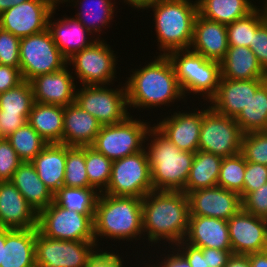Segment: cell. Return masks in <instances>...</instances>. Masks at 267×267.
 <instances>
[{"label":"cell","mask_w":267,"mask_h":267,"mask_svg":"<svg viewBox=\"0 0 267 267\" xmlns=\"http://www.w3.org/2000/svg\"><path fill=\"white\" fill-rule=\"evenodd\" d=\"M195 111L174 112L154 127L180 150L195 153L199 147L202 110Z\"/></svg>","instance_id":"d6986e66"},{"label":"cell","mask_w":267,"mask_h":267,"mask_svg":"<svg viewBox=\"0 0 267 267\" xmlns=\"http://www.w3.org/2000/svg\"><path fill=\"white\" fill-rule=\"evenodd\" d=\"M100 193L93 187L78 188L62 186L54 194V202L67 210L83 215H95Z\"/></svg>","instance_id":"d590c367"},{"label":"cell","mask_w":267,"mask_h":267,"mask_svg":"<svg viewBox=\"0 0 267 267\" xmlns=\"http://www.w3.org/2000/svg\"><path fill=\"white\" fill-rule=\"evenodd\" d=\"M167 56L185 97L193 92L206 97L208 102L215 95L221 77L220 62L208 60L190 49L173 50Z\"/></svg>","instance_id":"8992f818"},{"label":"cell","mask_w":267,"mask_h":267,"mask_svg":"<svg viewBox=\"0 0 267 267\" xmlns=\"http://www.w3.org/2000/svg\"><path fill=\"white\" fill-rule=\"evenodd\" d=\"M241 154L246 162L267 166V131L245 133L242 138Z\"/></svg>","instance_id":"b9f144b4"},{"label":"cell","mask_w":267,"mask_h":267,"mask_svg":"<svg viewBox=\"0 0 267 267\" xmlns=\"http://www.w3.org/2000/svg\"><path fill=\"white\" fill-rule=\"evenodd\" d=\"M267 183V166L254 162H246L243 198L250 192Z\"/></svg>","instance_id":"bcb514c9"},{"label":"cell","mask_w":267,"mask_h":267,"mask_svg":"<svg viewBox=\"0 0 267 267\" xmlns=\"http://www.w3.org/2000/svg\"><path fill=\"white\" fill-rule=\"evenodd\" d=\"M245 168L246 161L241 153L223 157L217 186L238 193L242 200Z\"/></svg>","instance_id":"60d3db41"},{"label":"cell","mask_w":267,"mask_h":267,"mask_svg":"<svg viewBox=\"0 0 267 267\" xmlns=\"http://www.w3.org/2000/svg\"><path fill=\"white\" fill-rule=\"evenodd\" d=\"M22 161L12 148L10 141L4 138L0 141V181H11L14 172Z\"/></svg>","instance_id":"ee69618b"},{"label":"cell","mask_w":267,"mask_h":267,"mask_svg":"<svg viewBox=\"0 0 267 267\" xmlns=\"http://www.w3.org/2000/svg\"><path fill=\"white\" fill-rule=\"evenodd\" d=\"M150 128L149 123L128 116L114 125L101 126L91 146L113 162L142 151Z\"/></svg>","instance_id":"52a82bcc"},{"label":"cell","mask_w":267,"mask_h":267,"mask_svg":"<svg viewBox=\"0 0 267 267\" xmlns=\"http://www.w3.org/2000/svg\"><path fill=\"white\" fill-rule=\"evenodd\" d=\"M94 238L139 240L142 228V198L100 193L94 215ZM139 235V236H138ZM137 236L139 238H137ZM113 238V239H112Z\"/></svg>","instance_id":"3957f363"},{"label":"cell","mask_w":267,"mask_h":267,"mask_svg":"<svg viewBox=\"0 0 267 267\" xmlns=\"http://www.w3.org/2000/svg\"><path fill=\"white\" fill-rule=\"evenodd\" d=\"M222 159L223 157L213 153L196 151L183 192L188 194L191 191L216 187Z\"/></svg>","instance_id":"1f68e13d"},{"label":"cell","mask_w":267,"mask_h":267,"mask_svg":"<svg viewBox=\"0 0 267 267\" xmlns=\"http://www.w3.org/2000/svg\"><path fill=\"white\" fill-rule=\"evenodd\" d=\"M147 136L153 137L147 144L153 190L183 191L189 177L195 153L182 151L172 144L153 125ZM150 145V146H148Z\"/></svg>","instance_id":"277c9868"},{"label":"cell","mask_w":267,"mask_h":267,"mask_svg":"<svg viewBox=\"0 0 267 267\" xmlns=\"http://www.w3.org/2000/svg\"><path fill=\"white\" fill-rule=\"evenodd\" d=\"M126 1V4L139 9L140 8V0H124V3Z\"/></svg>","instance_id":"91938a15"},{"label":"cell","mask_w":267,"mask_h":267,"mask_svg":"<svg viewBox=\"0 0 267 267\" xmlns=\"http://www.w3.org/2000/svg\"><path fill=\"white\" fill-rule=\"evenodd\" d=\"M31 163L39 178L53 194L63 186L66 163L65 144H47Z\"/></svg>","instance_id":"f1b7e54d"},{"label":"cell","mask_w":267,"mask_h":267,"mask_svg":"<svg viewBox=\"0 0 267 267\" xmlns=\"http://www.w3.org/2000/svg\"><path fill=\"white\" fill-rule=\"evenodd\" d=\"M57 6L58 5L53 8L49 15L47 28L52 35L54 43L63 56L68 60L77 52L91 46L98 38L91 41L87 39L88 37L85 36L90 34L93 35V33L87 30L76 18L64 17L57 22L56 20L51 22V18Z\"/></svg>","instance_id":"484cf974"},{"label":"cell","mask_w":267,"mask_h":267,"mask_svg":"<svg viewBox=\"0 0 267 267\" xmlns=\"http://www.w3.org/2000/svg\"><path fill=\"white\" fill-rule=\"evenodd\" d=\"M130 75L126 86L128 107L154 108L184 98L175 70L167 55H158L153 62Z\"/></svg>","instance_id":"7a4b0ae2"},{"label":"cell","mask_w":267,"mask_h":267,"mask_svg":"<svg viewBox=\"0 0 267 267\" xmlns=\"http://www.w3.org/2000/svg\"><path fill=\"white\" fill-rule=\"evenodd\" d=\"M94 215H83L58 206L54 201L38 213L37 229L57 240L95 241Z\"/></svg>","instance_id":"30bf717a"},{"label":"cell","mask_w":267,"mask_h":267,"mask_svg":"<svg viewBox=\"0 0 267 267\" xmlns=\"http://www.w3.org/2000/svg\"><path fill=\"white\" fill-rule=\"evenodd\" d=\"M163 0H140V9H145L150 4L161 2Z\"/></svg>","instance_id":"680465c9"},{"label":"cell","mask_w":267,"mask_h":267,"mask_svg":"<svg viewBox=\"0 0 267 267\" xmlns=\"http://www.w3.org/2000/svg\"><path fill=\"white\" fill-rule=\"evenodd\" d=\"M100 251L101 249L89 261L87 267H123L124 260L120 258L119 253L116 255L113 252Z\"/></svg>","instance_id":"816d5d0a"},{"label":"cell","mask_w":267,"mask_h":267,"mask_svg":"<svg viewBox=\"0 0 267 267\" xmlns=\"http://www.w3.org/2000/svg\"><path fill=\"white\" fill-rule=\"evenodd\" d=\"M37 217L36 211L11 181H0V227L36 228Z\"/></svg>","instance_id":"7402d4cb"},{"label":"cell","mask_w":267,"mask_h":267,"mask_svg":"<svg viewBox=\"0 0 267 267\" xmlns=\"http://www.w3.org/2000/svg\"><path fill=\"white\" fill-rule=\"evenodd\" d=\"M225 267H251L248 255L232 254Z\"/></svg>","instance_id":"db71d44e"},{"label":"cell","mask_w":267,"mask_h":267,"mask_svg":"<svg viewBox=\"0 0 267 267\" xmlns=\"http://www.w3.org/2000/svg\"><path fill=\"white\" fill-rule=\"evenodd\" d=\"M241 201L244 211L267 219V183L248 193Z\"/></svg>","instance_id":"f6af8a7d"},{"label":"cell","mask_w":267,"mask_h":267,"mask_svg":"<svg viewBox=\"0 0 267 267\" xmlns=\"http://www.w3.org/2000/svg\"><path fill=\"white\" fill-rule=\"evenodd\" d=\"M11 182L37 214L54 200V194L39 178L31 162H22L14 172Z\"/></svg>","instance_id":"83f0119b"},{"label":"cell","mask_w":267,"mask_h":267,"mask_svg":"<svg viewBox=\"0 0 267 267\" xmlns=\"http://www.w3.org/2000/svg\"><path fill=\"white\" fill-rule=\"evenodd\" d=\"M177 253H176V252ZM173 254H168L164 257V261L158 262L157 265H151L152 267H191L187 259L178 251H171Z\"/></svg>","instance_id":"f5cc1de1"},{"label":"cell","mask_w":267,"mask_h":267,"mask_svg":"<svg viewBox=\"0 0 267 267\" xmlns=\"http://www.w3.org/2000/svg\"><path fill=\"white\" fill-rule=\"evenodd\" d=\"M250 50L267 72V23L264 22L253 34Z\"/></svg>","instance_id":"7dc6e473"},{"label":"cell","mask_w":267,"mask_h":267,"mask_svg":"<svg viewBox=\"0 0 267 267\" xmlns=\"http://www.w3.org/2000/svg\"><path fill=\"white\" fill-rule=\"evenodd\" d=\"M251 267H267V250L248 254Z\"/></svg>","instance_id":"11a10c76"},{"label":"cell","mask_w":267,"mask_h":267,"mask_svg":"<svg viewBox=\"0 0 267 267\" xmlns=\"http://www.w3.org/2000/svg\"><path fill=\"white\" fill-rule=\"evenodd\" d=\"M265 4H264V7L263 10L261 9L262 13H263V16H264V21L267 23V0H265Z\"/></svg>","instance_id":"94428289"},{"label":"cell","mask_w":267,"mask_h":267,"mask_svg":"<svg viewBox=\"0 0 267 267\" xmlns=\"http://www.w3.org/2000/svg\"><path fill=\"white\" fill-rule=\"evenodd\" d=\"M59 0H28L0 14V28L24 38L48 27V18Z\"/></svg>","instance_id":"9a60e30c"},{"label":"cell","mask_w":267,"mask_h":267,"mask_svg":"<svg viewBox=\"0 0 267 267\" xmlns=\"http://www.w3.org/2000/svg\"><path fill=\"white\" fill-rule=\"evenodd\" d=\"M206 267H225L232 250H220L216 248H202Z\"/></svg>","instance_id":"f907efd6"},{"label":"cell","mask_w":267,"mask_h":267,"mask_svg":"<svg viewBox=\"0 0 267 267\" xmlns=\"http://www.w3.org/2000/svg\"><path fill=\"white\" fill-rule=\"evenodd\" d=\"M3 246H5V228L0 227V266L3 264Z\"/></svg>","instance_id":"6f0895ef"},{"label":"cell","mask_w":267,"mask_h":267,"mask_svg":"<svg viewBox=\"0 0 267 267\" xmlns=\"http://www.w3.org/2000/svg\"><path fill=\"white\" fill-rule=\"evenodd\" d=\"M184 241L199 248L232 250L227 220L214 217L190 215Z\"/></svg>","instance_id":"cb8c5ba5"},{"label":"cell","mask_w":267,"mask_h":267,"mask_svg":"<svg viewBox=\"0 0 267 267\" xmlns=\"http://www.w3.org/2000/svg\"><path fill=\"white\" fill-rule=\"evenodd\" d=\"M30 81L0 93V124L5 137L23 126L34 104Z\"/></svg>","instance_id":"44dd1931"},{"label":"cell","mask_w":267,"mask_h":267,"mask_svg":"<svg viewBox=\"0 0 267 267\" xmlns=\"http://www.w3.org/2000/svg\"><path fill=\"white\" fill-rule=\"evenodd\" d=\"M96 247L95 241L51 239L37 231L35 264L36 267H87L97 253Z\"/></svg>","instance_id":"4fadbf2b"},{"label":"cell","mask_w":267,"mask_h":267,"mask_svg":"<svg viewBox=\"0 0 267 267\" xmlns=\"http://www.w3.org/2000/svg\"><path fill=\"white\" fill-rule=\"evenodd\" d=\"M67 67L53 73L40 74L30 80L35 102L63 107L75 102V78Z\"/></svg>","instance_id":"ac0fdd59"},{"label":"cell","mask_w":267,"mask_h":267,"mask_svg":"<svg viewBox=\"0 0 267 267\" xmlns=\"http://www.w3.org/2000/svg\"><path fill=\"white\" fill-rule=\"evenodd\" d=\"M100 122L77 103L64 107L63 144L67 146H90L101 129Z\"/></svg>","instance_id":"d4e9b609"},{"label":"cell","mask_w":267,"mask_h":267,"mask_svg":"<svg viewBox=\"0 0 267 267\" xmlns=\"http://www.w3.org/2000/svg\"><path fill=\"white\" fill-rule=\"evenodd\" d=\"M63 115V106L34 102L27 122L48 144H63Z\"/></svg>","instance_id":"4dcf8cb0"},{"label":"cell","mask_w":267,"mask_h":267,"mask_svg":"<svg viewBox=\"0 0 267 267\" xmlns=\"http://www.w3.org/2000/svg\"><path fill=\"white\" fill-rule=\"evenodd\" d=\"M104 40L98 39L89 47L74 54L67 60L73 64L76 77L81 85H110L116 73V55Z\"/></svg>","instance_id":"5bb4252c"},{"label":"cell","mask_w":267,"mask_h":267,"mask_svg":"<svg viewBox=\"0 0 267 267\" xmlns=\"http://www.w3.org/2000/svg\"><path fill=\"white\" fill-rule=\"evenodd\" d=\"M69 2V0H59V3ZM73 2V0H71ZM77 0L74 3L80 5L79 13L76 14V19L79 20L84 27L91 33L101 32V28L105 27L113 19L114 14V3L112 0ZM78 2V3H77ZM80 2V3H79ZM82 9V10H81Z\"/></svg>","instance_id":"e575fe53"},{"label":"cell","mask_w":267,"mask_h":267,"mask_svg":"<svg viewBox=\"0 0 267 267\" xmlns=\"http://www.w3.org/2000/svg\"><path fill=\"white\" fill-rule=\"evenodd\" d=\"M173 247L174 248H172V250H178L187 259L191 267H206L205 257L202 254V248L195 247L184 240L178 244H175Z\"/></svg>","instance_id":"681fc988"},{"label":"cell","mask_w":267,"mask_h":267,"mask_svg":"<svg viewBox=\"0 0 267 267\" xmlns=\"http://www.w3.org/2000/svg\"><path fill=\"white\" fill-rule=\"evenodd\" d=\"M4 138H6L2 132V127H1V124H0V141L3 140Z\"/></svg>","instance_id":"6125c7cd"},{"label":"cell","mask_w":267,"mask_h":267,"mask_svg":"<svg viewBox=\"0 0 267 267\" xmlns=\"http://www.w3.org/2000/svg\"><path fill=\"white\" fill-rule=\"evenodd\" d=\"M228 48L226 25L205 19L197 14L193 26L190 50L208 60L221 62Z\"/></svg>","instance_id":"603a6c76"},{"label":"cell","mask_w":267,"mask_h":267,"mask_svg":"<svg viewBox=\"0 0 267 267\" xmlns=\"http://www.w3.org/2000/svg\"><path fill=\"white\" fill-rule=\"evenodd\" d=\"M221 78L231 80L267 79V72L247 47H229L220 62Z\"/></svg>","instance_id":"f546056e"},{"label":"cell","mask_w":267,"mask_h":267,"mask_svg":"<svg viewBox=\"0 0 267 267\" xmlns=\"http://www.w3.org/2000/svg\"><path fill=\"white\" fill-rule=\"evenodd\" d=\"M227 224L232 254L248 255L267 250V219L241 208Z\"/></svg>","instance_id":"2e32d148"},{"label":"cell","mask_w":267,"mask_h":267,"mask_svg":"<svg viewBox=\"0 0 267 267\" xmlns=\"http://www.w3.org/2000/svg\"><path fill=\"white\" fill-rule=\"evenodd\" d=\"M85 164L89 184L103 193L110 180L112 161L90 145L85 146Z\"/></svg>","instance_id":"f35d334b"},{"label":"cell","mask_w":267,"mask_h":267,"mask_svg":"<svg viewBox=\"0 0 267 267\" xmlns=\"http://www.w3.org/2000/svg\"><path fill=\"white\" fill-rule=\"evenodd\" d=\"M242 132L233 117L222 115L210 106L202 110V124L198 150L221 157L241 153Z\"/></svg>","instance_id":"8fae6325"},{"label":"cell","mask_w":267,"mask_h":267,"mask_svg":"<svg viewBox=\"0 0 267 267\" xmlns=\"http://www.w3.org/2000/svg\"><path fill=\"white\" fill-rule=\"evenodd\" d=\"M0 65L20 68V38L1 28Z\"/></svg>","instance_id":"7bdbcfd3"},{"label":"cell","mask_w":267,"mask_h":267,"mask_svg":"<svg viewBox=\"0 0 267 267\" xmlns=\"http://www.w3.org/2000/svg\"><path fill=\"white\" fill-rule=\"evenodd\" d=\"M190 209L183 191L153 190L142 198V228L151 244H178L188 231Z\"/></svg>","instance_id":"6da1fadb"},{"label":"cell","mask_w":267,"mask_h":267,"mask_svg":"<svg viewBox=\"0 0 267 267\" xmlns=\"http://www.w3.org/2000/svg\"><path fill=\"white\" fill-rule=\"evenodd\" d=\"M234 119L244 134L267 131V80Z\"/></svg>","instance_id":"836d02e7"},{"label":"cell","mask_w":267,"mask_h":267,"mask_svg":"<svg viewBox=\"0 0 267 267\" xmlns=\"http://www.w3.org/2000/svg\"><path fill=\"white\" fill-rule=\"evenodd\" d=\"M23 81L20 68L0 65V93L18 86Z\"/></svg>","instance_id":"c3c4849f"},{"label":"cell","mask_w":267,"mask_h":267,"mask_svg":"<svg viewBox=\"0 0 267 267\" xmlns=\"http://www.w3.org/2000/svg\"><path fill=\"white\" fill-rule=\"evenodd\" d=\"M67 59L53 41L48 28L20 39V71L23 80L30 81L40 74L59 71Z\"/></svg>","instance_id":"9c48e42d"},{"label":"cell","mask_w":267,"mask_h":267,"mask_svg":"<svg viewBox=\"0 0 267 267\" xmlns=\"http://www.w3.org/2000/svg\"><path fill=\"white\" fill-rule=\"evenodd\" d=\"M28 0H0V14L11 8L12 6H16L22 2H25Z\"/></svg>","instance_id":"9f6ffc18"},{"label":"cell","mask_w":267,"mask_h":267,"mask_svg":"<svg viewBox=\"0 0 267 267\" xmlns=\"http://www.w3.org/2000/svg\"><path fill=\"white\" fill-rule=\"evenodd\" d=\"M6 138L22 162H31L48 144L28 122Z\"/></svg>","instance_id":"74e56055"},{"label":"cell","mask_w":267,"mask_h":267,"mask_svg":"<svg viewBox=\"0 0 267 267\" xmlns=\"http://www.w3.org/2000/svg\"><path fill=\"white\" fill-rule=\"evenodd\" d=\"M151 191V167L145 148L112 162L110 180L103 193L144 198Z\"/></svg>","instance_id":"ba28073f"},{"label":"cell","mask_w":267,"mask_h":267,"mask_svg":"<svg viewBox=\"0 0 267 267\" xmlns=\"http://www.w3.org/2000/svg\"><path fill=\"white\" fill-rule=\"evenodd\" d=\"M264 16L257 6L246 16L226 25L229 47H251L253 34L264 23Z\"/></svg>","instance_id":"8d00e7d4"},{"label":"cell","mask_w":267,"mask_h":267,"mask_svg":"<svg viewBox=\"0 0 267 267\" xmlns=\"http://www.w3.org/2000/svg\"><path fill=\"white\" fill-rule=\"evenodd\" d=\"M63 186L87 188L92 187L86 172L85 146L66 145V163Z\"/></svg>","instance_id":"ab89813d"},{"label":"cell","mask_w":267,"mask_h":267,"mask_svg":"<svg viewBox=\"0 0 267 267\" xmlns=\"http://www.w3.org/2000/svg\"><path fill=\"white\" fill-rule=\"evenodd\" d=\"M36 228H5V246H3V264L0 267H36L35 239Z\"/></svg>","instance_id":"4316f807"},{"label":"cell","mask_w":267,"mask_h":267,"mask_svg":"<svg viewBox=\"0 0 267 267\" xmlns=\"http://www.w3.org/2000/svg\"><path fill=\"white\" fill-rule=\"evenodd\" d=\"M198 14L225 25L250 13L256 5L250 0H197Z\"/></svg>","instance_id":"d6a6232c"},{"label":"cell","mask_w":267,"mask_h":267,"mask_svg":"<svg viewBox=\"0 0 267 267\" xmlns=\"http://www.w3.org/2000/svg\"><path fill=\"white\" fill-rule=\"evenodd\" d=\"M154 12L159 50L167 55L173 50L190 49L193 26L198 14L197 0H163L145 8ZM160 43V44H159Z\"/></svg>","instance_id":"5b68a950"},{"label":"cell","mask_w":267,"mask_h":267,"mask_svg":"<svg viewBox=\"0 0 267 267\" xmlns=\"http://www.w3.org/2000/svg\"><path fill=\"white\" fill-rule=\"evenodd\" d=\"M76 90L75 103L94 116L102 126L122 122L130 114L127 111L126 86L109 89L106 85H82Z\"/></svg>","instance_id":"7c38bea8"},{"label":"cell","mask_w":267,"mask_h":267,"mask_svg":"<svg viewBox=\"0 0 267 267\" xmlns=\"http://www.w3.org/2000/svg\"><path fill=\"white\" fill-rule=\"evenodd\" d=\"M267 79L231 80L221 78L215 95L208 100L217 113L235 118Z\"/></svg>","instance_id":"ffe728a7"},{"label":"cell","mask_w":267,"mask_h":267,"mask_svg":"<svg viewBox=\"0 0 267 267\" xmlns=\"http://www.w3.org/2000/svg\"><path fill=\"white\" fill-rule=\"evenodd\" d=\"M190 215L229 220L242 208L238 193L216 186L188 194Z\"/></svg>","instance_id":"e0dca14e"}]
</instances>
